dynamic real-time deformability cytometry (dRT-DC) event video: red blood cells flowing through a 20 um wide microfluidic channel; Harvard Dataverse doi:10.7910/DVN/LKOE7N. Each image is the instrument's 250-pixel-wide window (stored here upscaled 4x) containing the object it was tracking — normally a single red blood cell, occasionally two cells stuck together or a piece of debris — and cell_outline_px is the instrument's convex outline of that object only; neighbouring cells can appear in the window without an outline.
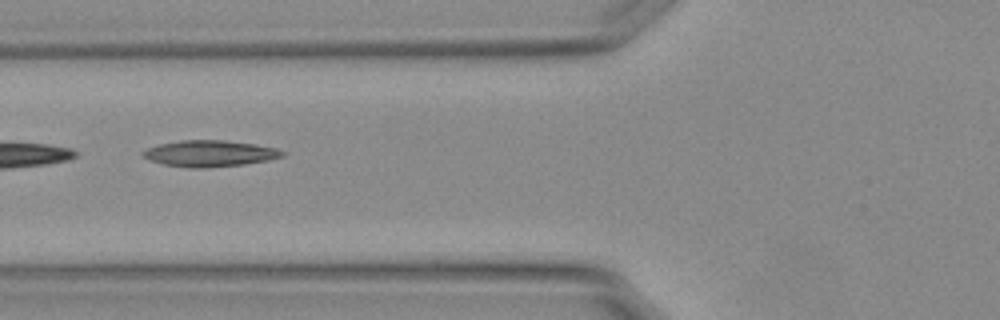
{"species": "Egyptian fruit bat (a non-hibernating species)", "species_latin": "Rousettus aegyptiacus", "temperature_condition": "warm", "stored_images_in_passage": 20, "camera_frame_rate_fps": 3000, "um_per_image_px": 0.085, "animal": {"sex": "female"}, "frame": {"image": 1, "passage_image": 4, "time_ms": 1.0, "image_size_px": [1000, 320], "cell_outline_px": [[284, 156], [268, 160], [244, 164], [204, 168], [188, 168], [164, 164], [152, 160], [144, 156], [140, 152], [148, 148], [160, 144], [180, 140], [224, 140], [256, 144], [276, 148], [284, 152]], "centroid_in_image_um": [17.84, 13.04], "position_along_channel_um": 108.0, "area_um2": 21.21}}